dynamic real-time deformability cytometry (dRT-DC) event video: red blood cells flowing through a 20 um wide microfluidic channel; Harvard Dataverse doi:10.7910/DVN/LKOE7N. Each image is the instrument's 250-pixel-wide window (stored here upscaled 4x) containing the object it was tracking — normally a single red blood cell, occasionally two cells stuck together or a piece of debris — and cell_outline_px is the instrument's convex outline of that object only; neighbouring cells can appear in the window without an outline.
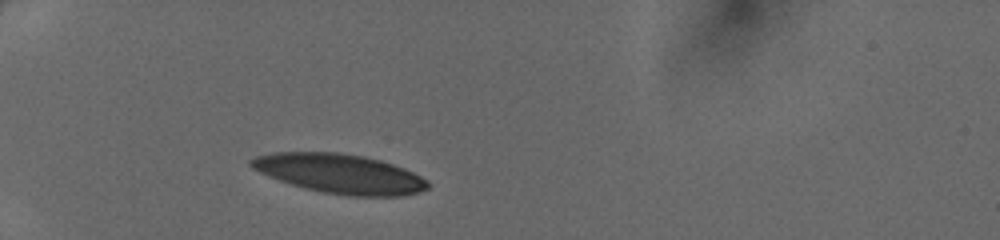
{"species": "human", "species_latin": "Homo sapiens", "temperature_condition": "cold", "stored_images_in_passage": 13, "camera_frame_rate_fps": 3000, "um_per_image_px": 0.085, "donor": {"sex": "female"}, "frame": {"image": 1, "passage_image": 1, "time_ms": 0.0, "image_size_px": [1000, 240], "cell_outline_px": [[428, 188], [404, 196], [348, 196], [324, 192], [304, 188], [268, 176], [252, 168], [248, 164], [248, 160], [256, 156], [272, 152], [340, 152], [364, 156], [380, 160], [404, 168], [428, 180]], "centroid_in_image_um": [28.86, 14.75], "position_along_channel_um": 56.1, "area_um2": 40.52}}
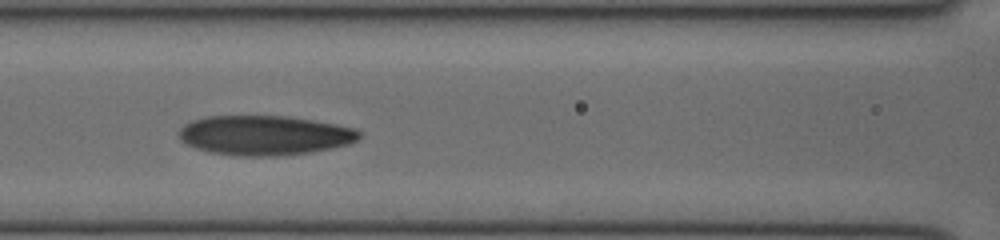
{"frame": {"image": 2, "passage_image": 8, "time_ms": 2.333, "image_size_px": [1000, 240], "cell_outline_px": [[360, 140], [348, 144], [332, 148], [312, 152], [280, 156], [232, 156], [208, 152], [196, 148], [180, 140], [180, 128], [184, 124], [192, 120], [208, 116], [288, 116], [336, 124], [356, 128], [360, 132]], "centroid_in_image_um": [22.5, 11.51], "position_along_channel_um": 144.1, "area_um2": 41.96}}
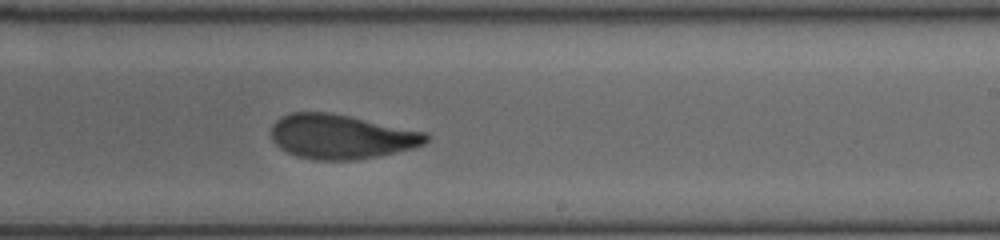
{"frame": {"image": 3, "passage_image": 13, "time_ms": 4.0, "image_size_px": [1000, 240], "cell_outline_px": [[432, 140], [416, 148], [380, 156], [356, 160], [316, 160], [296, 156], [280, 148], [272, 140], [272, 124], [280, 116], [292, 112], [328, 112], [428, 132], [432, 136]], "centroid_in_image_um": [29.06, 11.62], "position_along_channel_um": 259.9, "area_um2": 40.58}}